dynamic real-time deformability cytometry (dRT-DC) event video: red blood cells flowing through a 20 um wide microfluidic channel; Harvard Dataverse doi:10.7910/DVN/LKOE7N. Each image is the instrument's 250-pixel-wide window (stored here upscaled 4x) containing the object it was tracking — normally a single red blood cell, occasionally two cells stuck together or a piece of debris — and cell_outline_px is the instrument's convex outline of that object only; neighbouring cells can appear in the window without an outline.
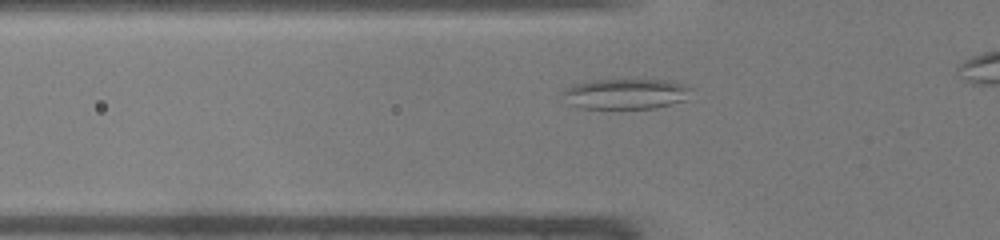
{"species": "common noctule bat (a hibernating species)", "species_latin": "Nyctalus noctula", "temperature_condition": "warm", "stored_images_in_passage": 29, "camera_frame_rate_fps": 3000, "um_per_image_px": 0.085, "animal": {"sex": "male", "body_mass_g": 19.0, "forearm_length_mm": 50.8}, "frame": {"image": 1, "passage_image": 3, "time_ms": 0.667, "image_size_px": [1000, 240], "cell_outline_px": [[696, 88], [684, 100], [656, 108], [580, 108], [568, 104], [560, 92], [564, 88], [572, 84], [592, 80], [668, 80], [684, 84]], "centroid_in_image_um": [53.17, 7.97], "position_along_channel_um": 72.6, "area_um2": 23.06}}
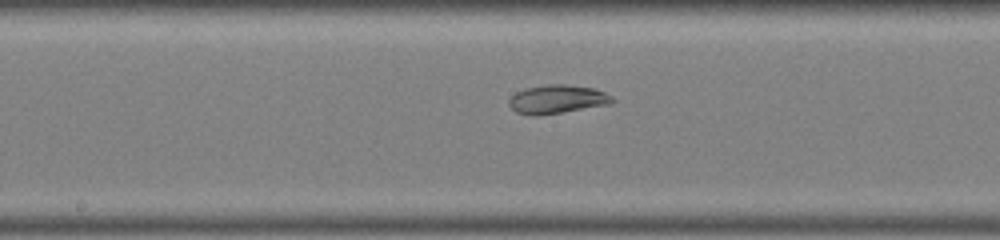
{"frame": {"image": 2, "passage_image": 12, "time_ms": 3.667, "image_size_px": [1000, 240], "cell_outline_px": [[616, 100], [612, 104], [536, 116], [516, 112], [508, 104], [508, 100], [516, 92], [528, 88], [548, 84], [564, 84], [592, 88], [604, 92], [612, 96]], "centroid_in_image_um": [47.38, 8.44], "position_along_channel_um": 200.8, "area_um2": 17.11}}
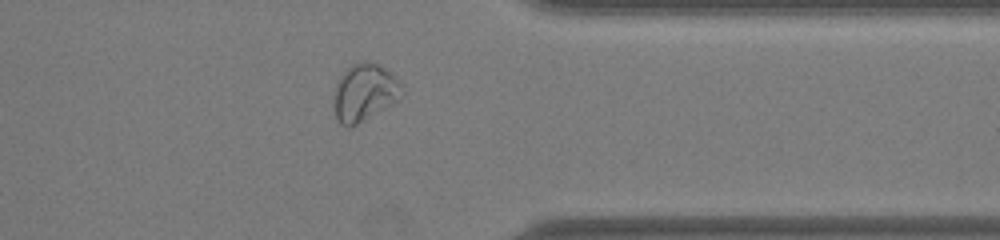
{"frame": {"image": 3, "passage_image": 25, "time_ms": 8.0, "image_size_px": [1000, 240], "cell_outline_px": [[404, 92], [396, 100], [356, 124], [348, 128], [340, 124], [336, 116], [332, 104], [336, 84], [340, 76], [352, 64], [360, 60], [364, 60], [376, 64], [384, 68], [400, 84]], "centroid_in_image_um": [30.91, 7.85], "position_along_channel_um": 380.5, "area_um2": 22.2}, "authors_computed_cell_mechanics": {"area_um2": 17.9758, "velocity_mm_per_s": 4.2749, "shape_relaxation_time_tau1_ms": null, "shape_relaxation_time_tau2_ms": 2.6101, "deformation_change_tau1": null, "deformation_change_tau2": 0.0491}}